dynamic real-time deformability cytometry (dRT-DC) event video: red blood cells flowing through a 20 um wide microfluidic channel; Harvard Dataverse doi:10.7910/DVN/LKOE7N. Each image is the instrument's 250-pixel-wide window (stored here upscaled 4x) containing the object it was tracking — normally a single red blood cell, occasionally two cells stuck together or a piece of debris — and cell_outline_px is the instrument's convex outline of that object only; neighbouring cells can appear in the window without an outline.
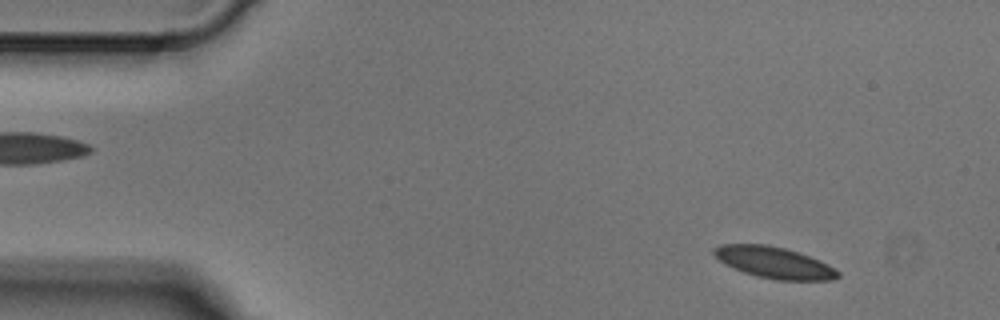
{"species": "Egyptian fruit bat (a non-hibernating species)", "species_latin": "Rousettus aegyptiacus", "temperature_condition": "cold", "stored_images_in_passage": 3, "camera_frame_rate_fps": 3000, "um_per_image_px": 0.085, "animal": {"sex": "male"}, "frame": {"image": 1, "passage_image": 1, "time_ms": 0.0, "image_size_px": [1000, 320], "cell_outline_px": [[840, 276], [832, 280], [776, 280], [756, 276], [744, 272], [724, 264], [712, 252], [712, 248], [720, 244], [764, 244], [784, 248], [820, 260], [828, 264], [840, 272]], "centroid_in_image_um": [65.79, 22.32], "position_along_channel_um": 19.2, "area_um2": 22.6}}